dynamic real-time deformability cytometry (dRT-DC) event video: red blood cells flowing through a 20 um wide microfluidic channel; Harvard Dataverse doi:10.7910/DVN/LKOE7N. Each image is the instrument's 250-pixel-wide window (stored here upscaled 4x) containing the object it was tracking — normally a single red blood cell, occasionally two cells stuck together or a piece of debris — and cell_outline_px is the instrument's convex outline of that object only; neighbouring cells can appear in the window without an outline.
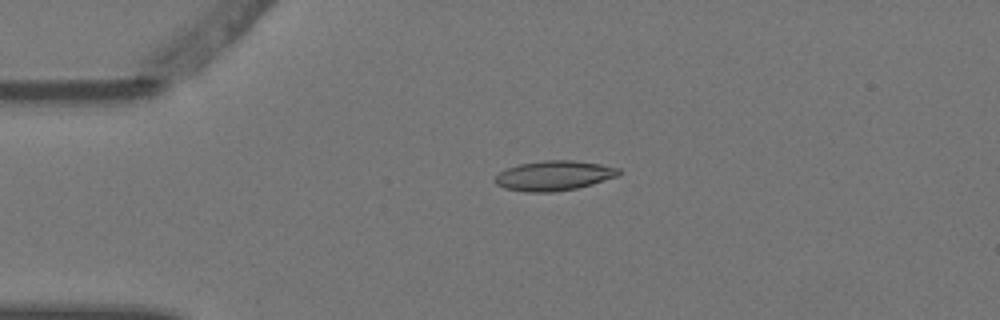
{"species": "Egyptian fruit bat (a non-hibernating species)", "species_latin": "Rousettus aegyptiacus", "temperature_condition": "warm", "stored_images_in_passage": 3, "camera_frame_rate_fps": 3000, "um_per_image_px": 0.085, "animal": {"sex": "female"}, "frame": {"image": 1, "passage_image": 3, "time_ms": 0.667, "image_size_px": [1000, 320], "cell_outline_px": [[620, 176], [592, 184], [576, 188], [552, 192], [524, 192], [504, 188], [496, 184], [492, 180], [500, 172], [508, 168], [520, 164], [544, 160], [572, 160], [600, 164], [620, 168]], "centroid_in_image_um": [47.09, 14.93], "position_along_channel_um": 37.9, "area_um2": 21.56}}